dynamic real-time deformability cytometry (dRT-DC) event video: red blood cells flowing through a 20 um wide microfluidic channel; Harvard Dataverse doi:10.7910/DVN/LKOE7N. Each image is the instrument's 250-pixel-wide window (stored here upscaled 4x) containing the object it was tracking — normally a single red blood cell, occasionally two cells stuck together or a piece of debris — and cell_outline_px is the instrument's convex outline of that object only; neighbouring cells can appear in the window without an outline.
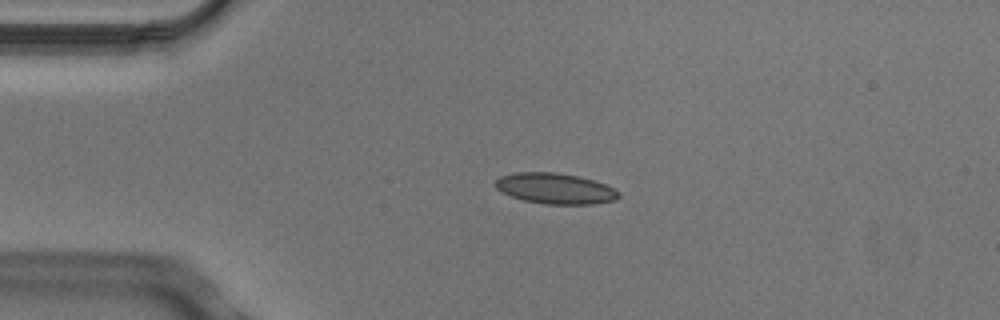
{"species": "Egyptian fruit bat (a non-hibernating species)", "species_latin": "Rousettus aegyptiacus", "temperature_condition": "cold", "stored_images_in_passage": 3, "camera_frame_rate_fps": 3000, "um_per_image_px": 0.085, "animal": {"sex": "male"}, "frame": {"image": 1, "passage_image": 2, "time_ms": 0.333, "image_size_px": [1000, 320], "cell_outline_px": [[620, 196], [616, 200], [592, 204], [544, 204], [524, 200], [500, 192], [496, 188], [496, 180], [500, 176], [516, 172], [556, 172], [580, 176], [616, 188], [620, 192]], "centroid_in_image_um": [47.22, 16.02], "position_along_channel_um": 37.8, "area_um2": 22.2}}